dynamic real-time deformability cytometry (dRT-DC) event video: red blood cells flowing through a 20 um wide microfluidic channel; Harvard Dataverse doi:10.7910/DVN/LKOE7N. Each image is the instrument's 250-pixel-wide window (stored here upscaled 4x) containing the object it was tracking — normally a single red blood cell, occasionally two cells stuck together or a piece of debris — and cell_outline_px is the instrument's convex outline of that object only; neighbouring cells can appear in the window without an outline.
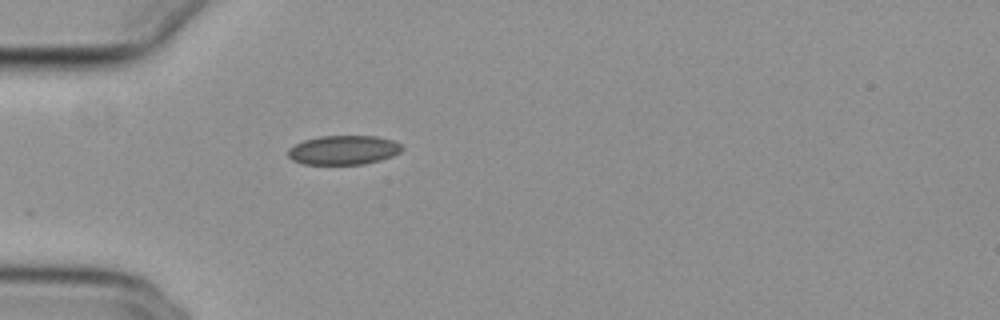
{"species": "common noctule bat (a hibernating species)", "species_latin": "Nyctalus noctula", "temperature_condition": "cold", "stored_images_in_passage": 5, "camera_frame_rate_fps": 3000, "um_per_image_px": 0.085, "animal": {"sex": "female", "body_mass_g": 29.2, "forearm_length_mm": 56.3}, "frame": {"image": 1, "passage_image": 1, "time_ms": 0.0, "image_size_px": [1000, 320], "cell_outline_px": [[404, 148], [400, 152], [392, 156], [380, 160], [364, 164], [304, 164], [292, 160], [288, 156], [288, 148], [304, 140], [320, 136], [376, 136], [392, 140], [400, 144]], "centroid_in_image_um": [29.2, 12.75], "position_along_channel_um": 55.8, "area_um2": 19.36}}
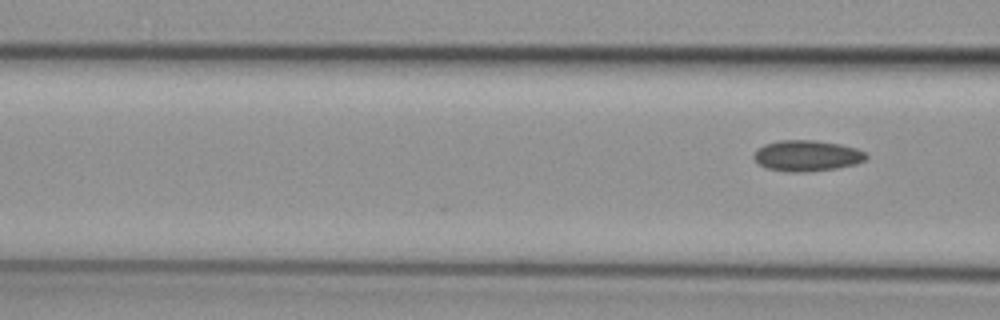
{"frame": {"image": 2, "passage_image": 5, "time_ms": 1.333, "image_size_px": [1000, 320], "cell_outline_px": [[868, 156], [864, 160], [856, 164], [836, 168], [804, 172], [792, 172], [764, 168], [752, 156], [764, 144], [780, 140], [816, 140], [840, 144], [856, 148], [864, 152]], "centroid_in_image_um": [68.59, 13.23], "position_along_channel_um": 98.0, "area_um2": 20.11}}